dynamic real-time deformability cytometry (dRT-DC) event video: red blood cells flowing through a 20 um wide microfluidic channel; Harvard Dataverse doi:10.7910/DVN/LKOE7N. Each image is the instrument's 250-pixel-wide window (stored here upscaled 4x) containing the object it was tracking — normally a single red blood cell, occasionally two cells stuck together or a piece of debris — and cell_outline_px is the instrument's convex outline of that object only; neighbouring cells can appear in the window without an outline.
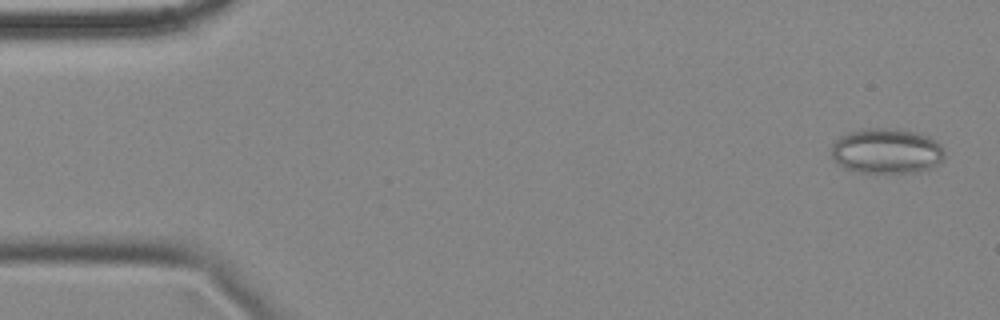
{"species": "common noctule bat (a hibernating species)", "species_latin": "Nyctalus noctula", "temperature_condition": "cold", "stored_images_in_passage": 56, "camera_frame_rate_fps": 3000, "um_per_image_px": 0.085, "animal": {"sex": "female", "body_mass_g": 18.4}, "frame": {"image": 1, "passage_image": 2, "time_ms": 0.333, "image_size_px": [1000, 320], "cell_outline_px": [[944, 156], [936, 164], [920, 172], [860, 172], [844, 168], [832, 160], [832, 144], [840, 136], [848, 132], [868, 128], [880, 128], [912, 132], [928, 136], [940, 144], [944, 152]], "centroid_in_image_um": [75.31, 12.84], "position_along_channel_um": 9.7, "area_um2": 29.42}}
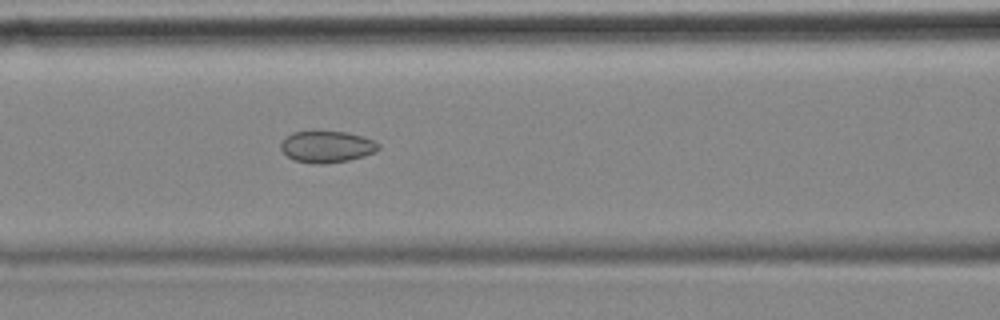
{"frame": {"image": 2, "passage_image": 23, "time_ms": 7.333, "image_size_px": [1000, 320], "cell_outline_px": [[380, 148], [376, 152], [364, 156], [348, 160], [320, 164], [316, 164], [296, 160], [288, 156], [280, 148], [280, 144], [292, 132], [348, 132], [372, 140], [380, 144]], "centroid_in_image_um": [27.81, 12.48], "position_along_channel_um": 138.8, "area_um2": 17.63}}
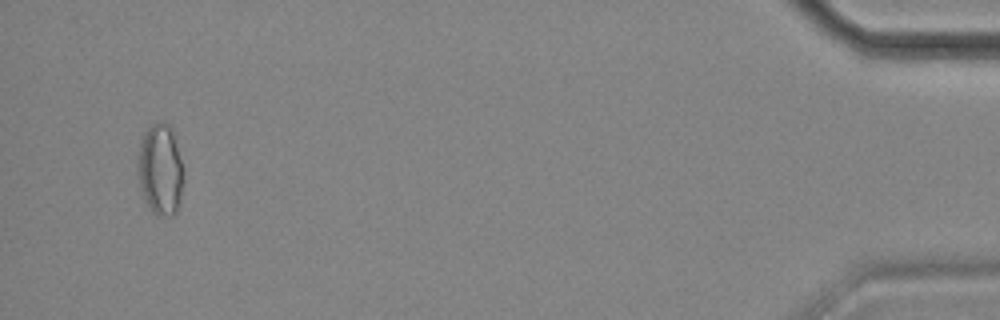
{"frame": {"image": 3, "passage_image": 54, "time_ms": 17.667, "image_size_px": [1000, 320], "cell_outline_px": [[184, 172], [180, 200], [176, 212], [172, 216], [156, 216], [152, 212], [144, 196], [140, 184], [136, 164], [140, 144], [144, 132], [152, 124], [160, 120], [164, 120], [172, 124]], "centroid_in_image_um": [13.65, 14.36], "position_along_channel_um": 421.6, "area_um2": 24.74}, "authors_computed_cell_mechanics": {"area_um2": 19.2474, "velocity_mm_per_s": 3.5288, "shape_relaxation_time_tau1_ms": null, "shape_relaxation_time_tau2_ms": 2.5824, "deformation_change_tau1": null, "deformation_change_tau2": 0.0685}}